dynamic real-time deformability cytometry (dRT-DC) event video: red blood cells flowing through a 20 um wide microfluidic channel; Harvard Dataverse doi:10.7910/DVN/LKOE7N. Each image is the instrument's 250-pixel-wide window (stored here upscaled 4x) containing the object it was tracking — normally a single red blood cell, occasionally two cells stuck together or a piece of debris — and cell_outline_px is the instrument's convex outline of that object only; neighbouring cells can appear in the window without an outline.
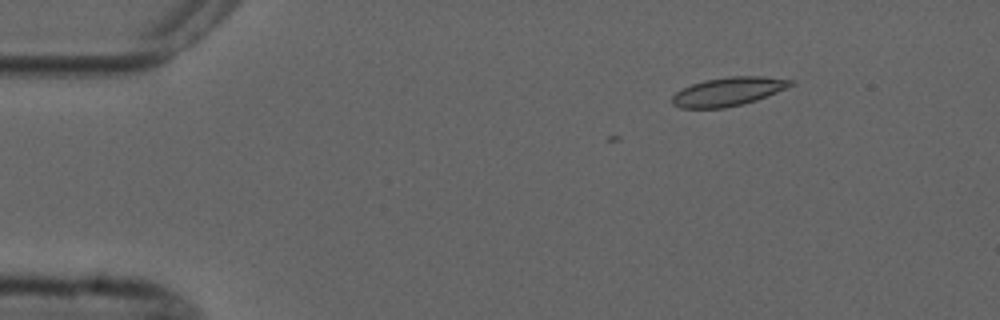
{"species": "common noctule bat (a hibernating species)", "species_latin": "Nyctalus noctula", "temperature_condition": "cold", "stored_images_in_passage": 6, "camera_frame_rate_fps": 3000, "um_per_image_px": 0.085, "animal": {"sex": "male", "forearm_length_mm": 52.5}, "frame": {"image": 1, "passage_image": 2, "time_ms": 1.333, "image_size_px": [1000, 320], "cell_outline_px": [[796, 84], [788, 88], [756, 100], [744, 104], [724, 108], [680, 108], [672, 104], [672, 96], [676, 92], [692, 84], [704, 80], [728, 76], [764, 76], [796, 80]], "centroid_in_image_um": [61.96, 7.77], "position_along_channel_um": 23.0, "area_um2": 20.0}}
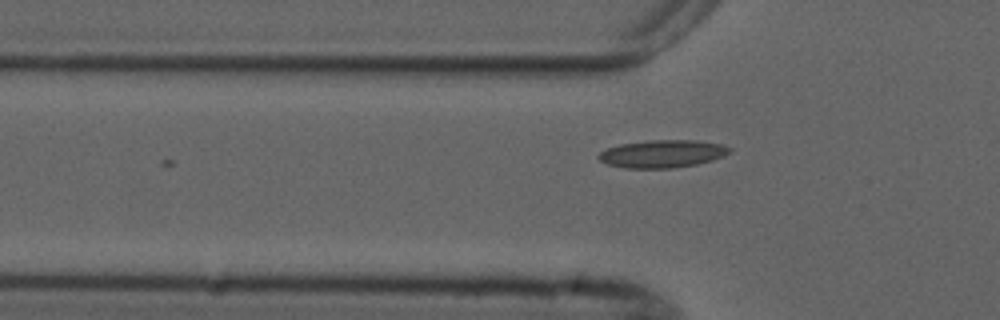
{"frame": {"image": 2, "passage_image": 5, "time_ms": 4.667, "image_size_px": [1000, 320], "cell_outline_px": [[732, 152], [724, 156], [712, 160], [696, 164], [672, 168], [624, 168], [608, 164], [600, 160], [596, 156], [600, 152], [608, 148], [620, 144], [652, 140], [696, 140], [720, 144], [732, 148]], "centroid_in_image_um": [56.32, 13.07], "position_along_channel_um": 69.5, "area_um2": 21.1}}
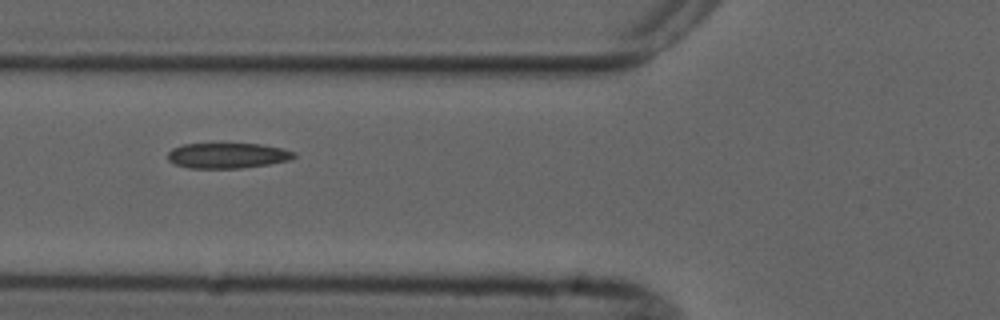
{"frame": {"image": 3, "passage_image": 6, "time_ms": 5.667, "image_size_px": [1000, 320], "cell_outline_px": [[296, 156], [288, 160], [268, 164], [240, 168], [188, 168], [176, 164], [168, 160], [168, 152], [172, 148], [184, 144], [260, 144], [284, 148], [296, 152]], "centroid_in_image_um": [19.35, 13.22], "position_along_channel_um": 106.5, "area_um2": 18.61}}